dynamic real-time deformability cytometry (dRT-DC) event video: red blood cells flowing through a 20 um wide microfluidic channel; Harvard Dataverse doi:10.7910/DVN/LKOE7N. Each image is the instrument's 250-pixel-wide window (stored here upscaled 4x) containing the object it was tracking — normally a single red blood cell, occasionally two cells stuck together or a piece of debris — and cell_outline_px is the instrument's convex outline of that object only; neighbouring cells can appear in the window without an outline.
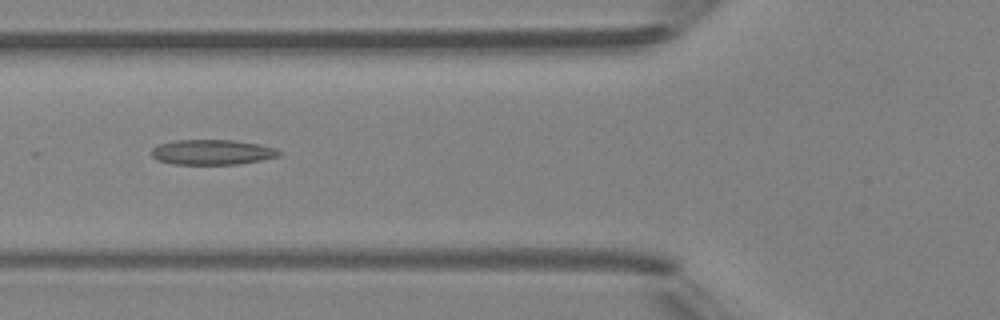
{"species": "Egyptian fruit bat (a non-hibernating species)", "species_latin": "Rousettus aegyptiacus", "temperature_condition": "room temperature", "stored_images_in_passage": 5, "camera_frame_rate_fps": 3000, "um_per_image_px": 0.085, "animal": {"sex": "female"}, "frame": {"image": 1, "passage_image": 4, "time_ms": 3.667, "image_size_px": [1000, 320], "cell_outline_px": [[284, 156], [240, 164], [176, 164], [160, 160], [152, 156], [152, 148], [160, 144], [176, 140], [232, 140], [260, 144], [272, 148], [280, 152]], "centroid_in_image_um": [18.09, 12.93], "position_along_channel_um": 107.7, "area_um2": 18.55}}
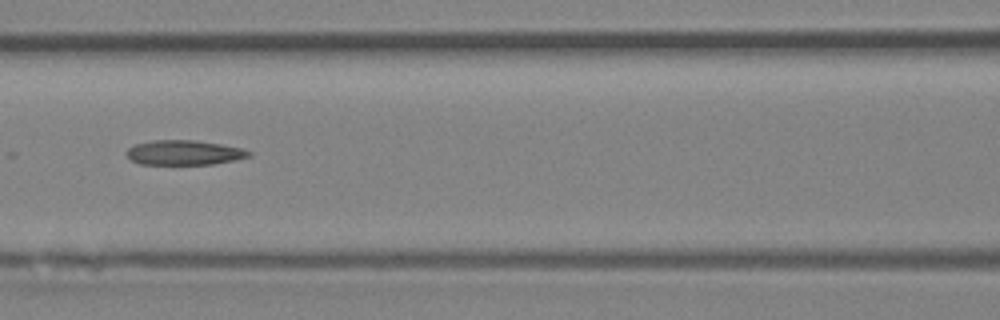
{"frame": {"image": 2, "passage_image": 5, "time_ms": 4.667, "image_size_px": [1000, 320], "cell_outline_px": [[252, 156], [236, 160], [212, 164], [140, 164], [132, 160], [124, 152], [128, 148], [136, 144], [152, 140], [196, 140], [244, 148], [252, 152]], "centroid_in_image_um": [15.69, 12.97], "position_along_channel_um": 150.9, "area_um2": 17.74}}